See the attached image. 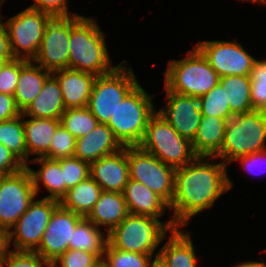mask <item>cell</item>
I'll list each match as a JSON object with an SVG mask.
<instances>
[{
  "mask_svg": "<svg viewBox=\"0 0 266 267\" xmlns=\"http://www.w3.org/2000/svg\"><path fill=\"white\" fill-rule=\"evenodd\" d=\"M240 1H248V2H253V3H258V4H266V0H240Z\"/></svg>",
  "mask_w": 266,
  "mask_h": 267,
  "instance_id": "cell-48",
  "label": "cell"
},
{
  "mask_svg": "<svg viewBox=\"0 0 266 267\" xmlns=\"http://www.w3.org/2000/svg\"><path fill=\"white\" fill-rule=\"evenodd\" d=\"M95 267H109L103 259Z\"/></svg>",
  "mask_w": 266,
  "mask_h": 267,
  "instance_id": "cell-50",
  "label": "cell"
},
{
  "mask_svg": "<svg viewBox=\"0 0 266 267\" xmlns=\"http://www.w3.org/2000/svg\"><path fill=\"white\" fill-rule=\"evenodd\" d=\"M60 122L76 139L85 137L98 124L87 107L66 109Z\"/></svg>",
  "mask_w": 266,
  "mask_h": 267,
  "instance_id": "cell-32",
  "label": "cell"
},
{
  "mask_svg": "<svg viewBox=\"0 0 266 267\" xmlns=\"http://www.w3.org/2000/svg\"><path fill=\"white\" fill-rule=\"evenodd\" d=\"M9 245V231L0 227V266L7 259V256L11 251L8 250Z\"/></svg>",
  "mask_w": 266,
  "mask_h": 267,
  "instance_id": "cell-46",
  "label": "cell"
},
{
  "mask_svg": "<svg viewBox=\"0 0 266 267\" xmlns=\"http://www.w3.org/2000/svg\"><path fill=\"white\" fill-rule=\"evenodd\" d=\"M100 260L101 258L97 254L68 249L53 261L50 267H95Z\"/></svg>",
  "mask_w": 266,
  "mask_h": 267,
  "instance_id": "cell-38",
  "label": "cell"
},
{
  "mask_svg": "<svg viewBox=\"0 0 266 267\" xmlns=\"http://www.w3.org/2000/svg\"><path fill=\"white\" fill-rule=\"evenodd\" d=\"M29 162L40 163V168L37 171L27 165L33 179L36 195L40 191L39 183L43 182L44 187L50 193L46 198L60 201L65 195V182L59 160L43 157L33 158Z\"/></svg>",
  "mask_w": 266,
  "mask_h": 267,
  "instance_id": "cell-27",
  "label": "cell"
},
{
  "mask_svg": "<svg viewBox=\"0 0 266 267\" xmlns=\"http://www.w3.org/2000/svg\"><path fill=\"white\" fill-rule=\"evenodd\" d=\"M105 40L96 19L73 13L68 68L96 77L112 72L118 65L111 66Z\"/></svg>",
  "mask_w": 266,
  "mask_h": 267,
  "instance_id": "cell-2",
  "label": "cell"
},
{
  "mask_svg": "<svg viewBox=\"0 0 266 267\" xmlns=\"http://www.w3.org/2000/svg\"><path fill=\"white\" fill-rule=\"evenodd\" d=\"M194 46L220 77L250 75L256 59L235 41H201Z\"/></svg>",
  "mask_w": 266,
  "mask_h": 267,
  "instance_id": "cell-14",
  "label": "cell"
},
{
  "mask_svg": "<svg viewBox=\"0 0 266 267\" xmlns=\"http://www.w3.org/2000/svg\"><path fill=\"white\" fill-rule=\"evenodd\" d=\"M62 92L57 79L51 74L37 97L22 112L24 117L60 120L65 112Z\"/></svg>",
  "mask_w": 266,
  "mask_h": 267,
  "instance_id": "cell-24",
  "label": "cell"
},
{
  "mask_svg": "<svg viewBox=\"0 0 266 267\" xmlns=\"http://www.w3.org/2000/svg\"><path fill=\"white\" fill-rule=\"evenodd\" d=\"M76 138L60 124L52 137L49 146L50 159L72 157L75 152Z\"/></svg>",
  "mask_w": 266,
  "mask_h": 267,
  "instance_id": "cell-37",
  "label": "cell"
},
{
  "mask_svg": "<svg viewBox=\"0 0 266 267\" xmlns=\"http://www.w3.org/2000/svg\"><path fill=\"white\" fill-rule=\"evenodd\" d=\"M90 176L102 191L123 193L129 181L127 146L90 163Z\"/></svg>",
  "mask_w": 266,
  "mask_h": 267,
  "instance_id": "cell-17",
  "label": "cell"
},
{
  "mask_svg": "<svg viewBox=\"0 0 266 267\" xmlns=\"http://www.w3.org/2000/svg\"><path fill=\"white\" fill-rule=\"evenodd\" d=\"M265 144L266 111L237 114L227 121L221 151L210 159L220 158L226 165L231 164L240 156L266 149Z\"/></svg>",
  "mask_w": 266,
  "mask_h": 267,
  "instance_id": "cell-4",
  "label": "cell"
},
{
  "mask_svg": "<svg viewBox=\"0 0 266 267\" xmlns=\"http://www.w3.org/2000/svg\"><path fill=\"white\" fill-rule=\"evenodd\" d=\"M149 254H139L113 248L108 242L103 260L109 267H151L156 258Z\"/></svg>",
  "mask_w": 266,
  "mask_h": 267,
  "instance_id": "cell-33",
  "label": "cell"
},
{
  "mask_svg": "<svg viewBox=\"0 0 266 267\" xmlns=\"http://www.w3.org/2000/svg\"><path fill=\"white\" fill-rule=\"evenodd\" d=\"M3 64H4V61L0 59V69H1Z\"/></svg>",
  "mask_w": 266,
  "mask_h": 267,
  "instance_id": "cell-51",
  "label": "cell"
},
{
  "mask_svg": "<svg viewBox=\"0 0 266 267\" xmlns=\"http://www.w3.org/2000/svg\"><path fill=\"white\" fill-rule=\"evenodd\" d=\"M151 267H164V265L158 261L157 259L154 261V263L151 265Z\"/></svg>",
  "mask_w": 266,
  "mask_h": 267,
  "instance_id": "cell-49",
  "label": "cell"
},
{
  "mask_svg": "<svg viewBox=\"0 0 266 267\" xmlns=\"http://www.w3.org/2000/svg\"><path fill=\"white\" fill-rule=\"evenodd\" d=\"M152 99L138 83L106 123L124 147L138 146L143 140L148 120L157 111Z\"/></svg>",
  "mask_w": 266,
  "mask_h": 267,
  "instance_id": "cell-5",
  "label": "cell"
},
{
  "mask_svg": "<svg viewBox=\"0 0 266 267\" xmlns=\"http://www.w3.org/2000/svg\"><path fill=\"white\" fill-rule=\"evenodd\" d=\"M107 240V232H102L101 228H98L86 217H83L73 231L72 241L69 242V249L94 253L103 259Z\"/></svg>",
  "mask_w": 266,
  "mask_h": 267,
  "instance_id": "cell-30",
  "label": "cell"
},
{
  "mask_svg": "<svg viewBox=\"0 0 266 267\" xmlns=\"http://www.w3.org/2000/svg\"><path fill=\"white\" fill-rule=\"evenodd\" d=\"M162 74L165 75L164 86L181 95L201 97L220 82V76L195 46L185 58L170 60Z\"/></svg>",
  "mask_w": 266,
  "mask_h": 267,
  "instance_id": "cell-6",
  "label": "cell"
},
{
  "mask_svg": "<svg viewBox=\"0 0 266 267\" xmlns=\"http://www.w3.org/2000/svg\"><path fill=\"white\" fill-rule=\"evenodd\" d=\"M20 71V58L4 62L0 69V93L14 95Z\"/></svg>",
  "mask_w": 266,
  "mask_h": 267,
  "instance_id": "cell-40",
  "label": "cell"
},
{
  "mask_svg": "<svg viewBox=\"0 0 266 267\" xmlns=\"http://www.w3.org/2000/svg\"><path fill=\"white\" fill-rule=\"evenodd\" d=\"M21 114L13 95L0 93V122L16 118Z\"/></svg>",
  "mask_w": 266,
  "mask_h": 267,
  "instance_id": "cell-44",
  "label": "cell"
},
{
  "mask_svg": "<svg viewBox=\"0 0 266 267\" xmlns=\"http://www.w3.org/2000/svg\"><path fill=\"white\" fill-rule=\"evenodd\" d=\"M129 177L159 195L168 205L173 201L175 171L139 146H127Z\"/></svg>",
  "mask_w": 266,
  "mask_h": 267,
  "instance_id": "cell-9",
  "label": "cell"
},
{
  "mask_svg": "<svg viewBox=\"0 0 266 267\" xmlns=\"http://www.w3.org/2000/svg\"><path fill=\"white\" fill-rule=\"evenodd\" d=\"M129 214L123 193L102 191L99 200L86 216L98 228L106 226L107 234Z\"/></svg>",
  "mask_w": 266,
  "mask_h": 267,
  "instance_id": "cell-22",
  "label": "cell"
},
{
  "mask_svg": "<svg viewBox=\"0 0 266 267\" xmlns=\"http://www.w3.org/2000/svg\"><path fill=\"white\" fill-rule=\"evenodd\" d=\"M219 84L225 90L226 102H229L230 111L233 116L253 111L249 75L220 77Z\"/></svg>",
  "mask_w": 266,
  "mask_h": 267,
  "instance_id": "cell-29",
  "label": "cell"
},
{
  "mask_svg": "<svg viewBox=\"0 0 266 267\" xmlns=\"http://www.w3.org/2000/svg\"><path fill=\"white\" fill-rule=\"evenodd\" d=\"M52 75L59 83L66 109L87 107L95 75L70 68L55 71Z\"/></svg>",
  "mask_w": 266,
  "mask_h": 267,
  "instance_id": "cell-19",
  "label": "cell"
},
{
  "mask_svg": "<svg viewBox=\"0 0 266 267\" xmlns=\"http://www.w3.org/2000/svg\"><path fill=\"white\" fill-rule=\"evenodd\" d=\"M24 118L21 114L16 118L0 122V143L13 152L27 166Z\"/></svg>",
  "mask_w": 266,
  "mask_h": 267,
  "instance_id": "cell-31",
  "label": "cell"
},
{
  "mask_svg": "<svg viewBox=\"0 0 266 267\" xmlns=\"http://www.w3.org/2000/svg\"><path fill=\"white\" fill-rule=\"evenodd\" d=\"M233 267H266V263L264 262H251V261H246L242 263H238Z\"/></svg>",
  "mask_w": 266,
  "mask_h": 267,
  "instance_id": "cell-47",
  "label": "cell"
},
{
  "mask_svg": "<svg viewBox=\"0 0 266 267\" xmlns=\"http://www.w3.org/2000/svg\"><path fill=\"white\" fill-rule=\"evenodd\" d=\"M4 1H6V0H0V8H1V5H2L3 3H5Z\"/></svg>",
  "mask_w": 266,
  "mask_h": 267,
  "instance_id": "cell-52",
  "label": "cell"
},
{
  "mask_svg": "<svg viewBox=\"0 0 266 267\" xmlns=\"http://www.w3.org/2000/svg\"><path fill=\"white\" fill-rule=\"evenodd\" d=\"M209 158L197 156L175 171L174 195L169 209L174 211L172 219L178 227L186 226L189 219L213 207L215 201L233 187L227 165L222 161H207Z\"/></svg>",
  "mask_w": 266,
  "mask_h": 267,
  "instance_id": "cell-1",
  "label": "cell"
},
{
  "mask_svg": "<svg viewBox=\"0 0 266 267\" xmlns=\"http://www.w3.org/2000/svg\"><path fill=\"white\" fill-rule=\"evenodd\" d=\"M234 161H239V165L241 163V166H243L244 169L247 172H249L250 174L251 173L252 174L257 173L260 175V174H262L261 173V170H262L261 168H263L262 166H264L266 164L265 163L266 162V149H263L261 151H257L255 153H252L249 155L240 156V157L236 158L235 160H233V162ZM256 169L259 170L260 172L257 171Z\"/></svg>",
  "mask_w": 266,
  "mask_h": 267,
  "instance_id": "cell-43",
  "label": "cell"
},
{
  "mask_svg": "<svg viewBox=\"0 0 266 267\" xmlns=\"http://www.w3.org/2000/svg\"><path fill=\"white\" fill-rule=\"evenodd\" d=\"M25 167L13 152L0 143V176L17 173Z\"/></svg>",
  "mask_w": 266,
  "mask_h": 267,
  "instance_id": "cell-41",
  "label": "cell"
},
{
  "mask_svg": "<svg viewBox=\"0 0 266 267\" xmlns=\"http://www.w3.org/2000/svg\"><path fill=\"white\" fill-rule=\"evenodd\" d=\"M177 227L172 218L164 224L159 219L129 213L107 234V241L113 248L153 257L167 232Z\"/></svg>",
  "mask_w": 266,
  "mask_h": 267,
  "instance_id": "cell-3",
  "label": "cell"
},
{
  "mask_svg": "<svg viewBox=\"0 0 266 267\" xmlns=\"http://www.w3.org/2000/svg\"><path fill=\"white\" fill-rule=\"evenodd\" d=\"M6 265V266H5ZM50 267L36 252L11 250L0 267Z\"/></svg>",
  "mask_w": 266,
  "mask_h": 267,
  "instance_id": "cell-39",
  "label": "cell"
},
{
  "mask_svg": "<svg viewBox=\"0 0 266 267\" xmlns=\"http://www.w3.org/2000/svg\"><path fill=\"white\" fill-rule=\"evenodd\" d=\"M200 110L202 115L220 117L227 121L233 117L229 102H226L225 90L220 84L200 97Z\"/></svg>",
  "mask_w": 266,
  "mask_h": 267,
  "instance_id": "cell-34",
  "label": "cell"
},
{
  "mask_svg": "<svg viewBox=\"0 0 266 267\" xmlns=\"http://www.w3.org/2000/svg\"><path fill=\"white\" fill-rule=\"evenodd\" d=\"M101 192V187L91 176H88L75 187L67 190L59 204L65 209L86 217L99 200Z\"/></svg>",
  "mask_w": 266,
  "mask_h": 267,
  "instance_id": "cell-28",
  "label": "cell"
},
{
  "mask_svg": "<svg viewBox=\"0 0 266 267\" xmlns=\"http://www.w3.org/2000/svg\"><path fill=\"white\" fill-rule=\"evenodd\" d=\"M59 201L51 198L33 200L27 211L9 230V244L13 241V251L34 252L42 240L43 233L49 223Z\"/></svg>",
  "mask_w": 266,
  "mask_h": 267,
  "instance_id": "cell-12",
  "label": "cell"
},
{
  "mask_svg": "<svg viewBox=\"0 0 266 267\" xmlns=\"http://www.w3.org/2000/svg\"><path fill=\"white\" fill-rule=\"evenodd\" d=\"M123 196L128 212L159 219L165 214L169 205L144 184L129 179L125 185Z\"/></svg>",
  "mask_w": 266,
  "mask_h": 267,
  "instance_id": "cell-21",
  "label": "cell"
},
{
  "mask_svg": "<svg viewBox=\"0 0 266 267\" xmlns=\"http://www.w3.org/2000/svg\"><path fill=\"white\" fill-rule=\"evenodd\" d=\"M30 118L24 120L27 161L30 160V154L38 155L35 158H49V146L61 122L51 118Z\"/></svg>",
  "mask_w": 266,
  "mask_h": 267,
  "instance_id": "cell-26",
  "label": "cell"
},
{
  "mask_svg": "<svg viewBox=\"0 0 266 267\" xmlns=\"http://www.w3.org/2000/svg\"><path fill=\"white\" fill-rule=\"evenodd\" d=\"M62 172L63 181L65 182V194L67 190L75 187L90 176V164L78 159L75 156L58 159Z\"/></svg>",
  "mask_w": 266,
  "mask_h": 267,
  "instance_id": "cell-36",
  "label": "cell"
},
{
  "mask_svg": "<svg viewBox=\"0 0 266 267\" xmlns=\"http://www.w3.org/2000/svg\"><path fill=\"white\" fill-rule=\"evenodd\" d=\"M83 218L80 214L65 209L60 204L54 209L49 223L43 233L38 253L49 265L69 249L73 231Z\"/></svg>",
  "mask_w": 266,
  "mask_h": 267,
  "instance_id": "cell-15",
  "label": "cell"
},
{
  "mask_svg": "<svg viewBox=\"0 0 266 267\" xmlns=\"http://www.w3.org/2000/svg\"><path fill=\"white\" fill-rule=\"evenodd\" d=\"M52 17L49 13L28 7L4 23L14 58L25 60L35 58L46 25Z\"/></svg>",
  "mask_w": 266,
  "mask_h": 267,
  "instance_id": "cell-10",
  "label": "cell"
},
{
  "mask_svg": "<svg viewBox=\"0 0 266 267\" xmlns=\"http://www.w3.org/2000/svg\"><path fill=\"white\" fill-rule=\"evenodd\" d=\"M71 29L72 15L52 17L32 61L51 73L68 68Z\"/></svg>",
  "mask_w": 266,
  "mask_h": 267,
  "instance_id": "cell-13",
  "label": "cell"
},
{
  "mask_svg": "<svg viewBox=\"0 0 266 267\" xmlns=\"http://www.w3.org/2000/svg\"><path fill=\"white\" fill-rule=\"evenodd\" d=\"M124 146L115 137L112 129L98 123L85 137L76 139L74 155L87 163L120 151Z\"/></svg>",
  "mask_w": 266,
  "mask_h": 267,
  "instance_id": "cell-18",
  "label": "cell"
},
{
  "mask_svg": "<svg viewBox=\"0 0 266 267\" xmlns=\"http://www.w3.org/2000/svg\"><path fill=\"white\" fill-rule=\"evenodd\" d=\"M138 146L175 169L197 157L192 142L182 137L157 111L149 118L145 135Z\"/></svg>",
  "mask_w": 266,
  "mask_h": 267,
  "instance_id": "cell-7",
  "label": "cell"
},
{
  "mask_svg": "<svg viewBox=\"0 0 266 267\" xmlns=\"http://www.w3.org/2000/svg\"><path fill=\"white\" fill-rule=\"evenodd\" d=\"M35 2L29 6L55 16H70L68 10V0H34Z\"/></svg>",
  "mask_w": 266,
  "mask_h": 267,
  "instance_id": "cell-42",
  "label": "cell"
},
{
  "mask_svg": "<svg viewBox=\"0 0 266 267\" xmlns=\"http://www.w3.org/2000/svg\"><path fill=\"white\" fill-rule=\"evenodd\" d=\"M1 11V10H0ZM3 15H0V59L4 62L14 59L11 51L10 40L7 28L1 21Z\"/></svg>",
  "mask_w": 266,
  "mask_h": 267,
  "instance_id": "cell-45",
  "label": "cell"
},
{
  "mask_svg": "<svg viewBox=\"0 0 266 267\" xmlns=\"http://www.w3.org/2000/svg\"><path fill=\"white\" fill-rule=\"evenodd\" d=\"M249 76L253 110L266 111V59H255Z\"/></svg>",
  "mask_w": 266,
  "mask_h": 267,
  "instance_id": "cell-35",
  "label": "cell"
},
{
  "mask_svg": "<svg viewBox=\"0 0 266 267\" xmlns=\"http://www.w3.org/2000/svg\"><path fill=\"white\" fill-rule=\"evenodd\" d=\"M36 192L29 168L0 176V227H11L27 211L35 200Z\"/></svg>",
  "mask_w": 266,
  "mask_h": 267,
  "instance_id": "cell-11",
  "label": "cell"
},
{
  "mask_svg": "<svg viewBox=\"0 0 266 267\" xmlns=\"http://www.w3.org/2000/svg\"><path fill=\"white\" fill-rule=\"evenodd\" d=\"M177 227L170 231L167 242L162 245L155 258L164 267H197L195 248L191 234Z\"/></svg>",
  "mask_w": 266,
  "mask_h": 267,
  "instance_id": "cell-20",
  "label": "cell"
},
{
  "mask_svg": "<svg viewBox=\"0 0 266 267\" xmlns=\"http://www.w3.org/2000/svg\"><path fill=\"white\" fill-rule=\"evenodd\" d=\"M124 60L110 73L94 80L87 108L98 123L106 124L123 98L139 83L133 69Z\"/></svg>",
  "mask_w": 266,
  "mask_h": 267,
  "instance_id": "cell-8",
  "label": "cell"
},
{
  "mask_svg": "<svg viewBox=\"0 0 266 267\" xmlns=\"http://www.w3.org/2000/svg\"><path fill=\"white\" fill-rule=\"evenodd\" d=\"M167 105L158 111L166 121L184 138L193 141L202 114L200 110V97L181 95L170 91L166 86Z\"/></svg>",
  "mask_w": 266,
  "mask_h": 267,
  "instance_id": "cell-16",
  "label": "cell"
},
{
  "mask_svg": "<svg viewBox=\"0 0 266 267\" xmlns=\"http://www.w3.org/2000/svg\"><path fill=\"white\" fill-rule=\"evenodd\" d=\"M52 73L32 60L20 58V71L14 98L21 113L37 97L43 88L44 82Z\"/></svg>",
  "mask_w": 266,
  "mask_h": 267,
  "instance_id": "cell-23",
  "label": "cell"
},
{
  "mask_svg": "<svg viewBox=\"0 0 266 267\" xmlns=\"http://www.w3.org/2000/svg\"><path fill=\"white\" fill-rule=\"evenodd\" d=\"M227 120L215 116L202 115L192 147L197 156L215 157L224 141Z\"/></svg>",
  "mask_w": 266,
  "mask_h": 267,
  "instance_id": "cell-25",
  "label": "cell"
}]
</instances>
